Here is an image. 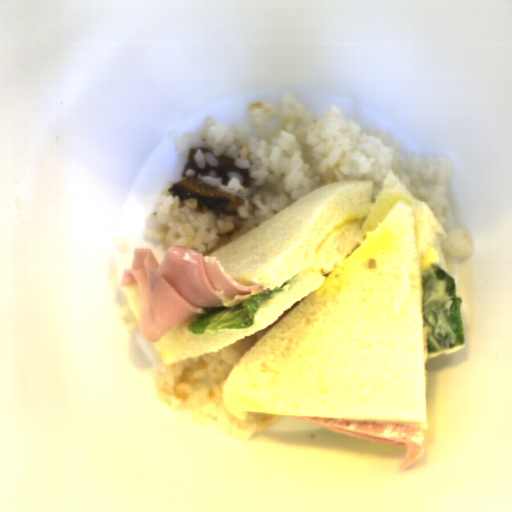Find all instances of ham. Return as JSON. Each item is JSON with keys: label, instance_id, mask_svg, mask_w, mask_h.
Listing matches in <instances>:
<instances>
[{"label": "ham", "instance_id": "ham-1", "mask_svg": "<svg viewBox=\"0 0 512 512\" xmlns=\"http://www.w3.org/2000/svg\"><path fill=\"white\" fill-rule=\"evenodd\" d=\"M133 284L140 303L138 332L148 343L212 308H234L264 290L231 278L214 256L179 245L165 251L160 265L151 248L133 250L118 288Z\"/></svg>", "mask_w": 512, "mask_h": 512}, {"label": "ham", "instance_id": "ham-2", "mask_svg": "<svg viewBox=\"0 0 512 512\" xmlns=\"http://www.w3.org/2000/svg\"><path fill=\"white\" fill-rule=\"evenodd\" d=\"M291 417L359 439L407 448L397 473L411 468L414 464L422 459L426 452L425 436L422 423L305 416Z\"/></svg>", "mask_w": 512, "mask_h": 512}]
</instances>
